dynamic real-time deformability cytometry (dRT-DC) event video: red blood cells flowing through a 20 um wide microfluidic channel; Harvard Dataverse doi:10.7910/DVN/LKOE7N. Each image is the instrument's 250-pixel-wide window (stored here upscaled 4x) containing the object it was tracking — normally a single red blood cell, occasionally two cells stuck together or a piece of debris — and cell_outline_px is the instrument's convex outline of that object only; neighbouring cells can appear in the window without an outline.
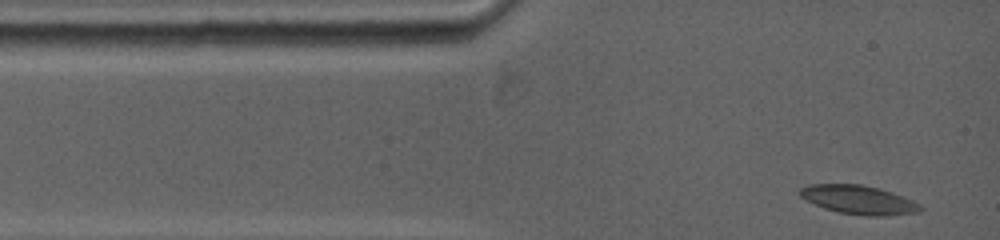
{"species": "common noctule bat (a hibernating species)", "species_latin": "Nyctalus noctula", "temperature_condition": "warm", "stored_images_in_passage": 29, "camera_frame_rate_fps": 5000, "um_per_image_px": 0.085, "animal": {"sex": "female", "body_mass_g": 19.0, "forearm_length_mm": 53.3}, "frame": {"image": 1, "passage_image": 1, "time_ms": 0.0, "image_size_px": [1000, 240], "cell_outline_px": [[924, 208], [916, 212], [884, 216], [868, 216], [840, 212], [816, 204], [800, 196], [800, 188], [808, 184], [860, 184], [880, 188], [892, 192], [912, 200], [920, 204]], "centroid_in_image_um": [73.02, 16.97], "position_along_channel_um": 12.0, "area_um2": 19.88}}
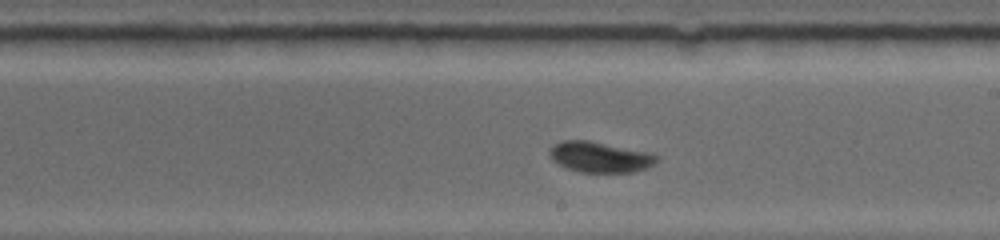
{"frame": {"image": 2, "passage_image": 17, "time_ms": 6.8, "image_size_px": [1000, 240], "cell_outline_px": [[656, 160], [648, 168], [632, 172], [580, 172], [568, 168], [552, 160], [548, 152], [552, 144], [560, 140], [588, 140], [648, 152], [656, 156]], "centroid_in_image_um": [50.93, 13.34], "position_along_channel_um": 238.1, "area_um2": 18.96}}
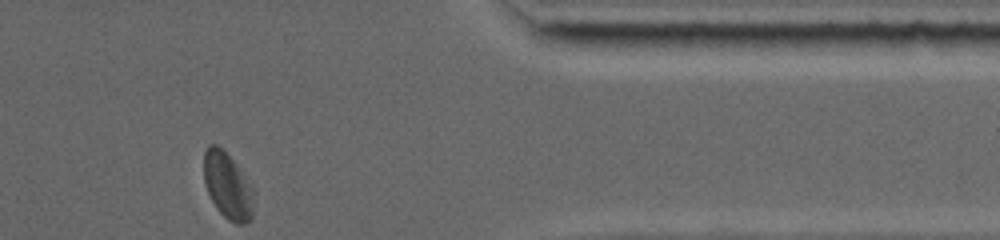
{"frame": {"image": 3, "passage_image": 29, "time_ms": 11.4, "image_size_px": [1000, 240], "cell_outline_px": [[252, 220], [244, 224], [236, 224], [228, 220], [216, 208], [208, 192], [204, 180], [204, 152], [208, 144], [216, 144], [232, 160], [252, 188]], "centroid_in_image_um": [19.32, 15.82], "position_along_channel_um": 392.1, "area_um2": 18.79}, "authors_computed_cell_mechanics": {"area_um2": 18.8428, "velocity_mm_per_s": 3.8308, "shape_relaxation_time_tau1_ms": 3.6477, "shape_relaxation_time_tau2_ms": 4.0949, "deformation_change_tau1": 0.1021, "deformation_change_tau2": 0.0596}}